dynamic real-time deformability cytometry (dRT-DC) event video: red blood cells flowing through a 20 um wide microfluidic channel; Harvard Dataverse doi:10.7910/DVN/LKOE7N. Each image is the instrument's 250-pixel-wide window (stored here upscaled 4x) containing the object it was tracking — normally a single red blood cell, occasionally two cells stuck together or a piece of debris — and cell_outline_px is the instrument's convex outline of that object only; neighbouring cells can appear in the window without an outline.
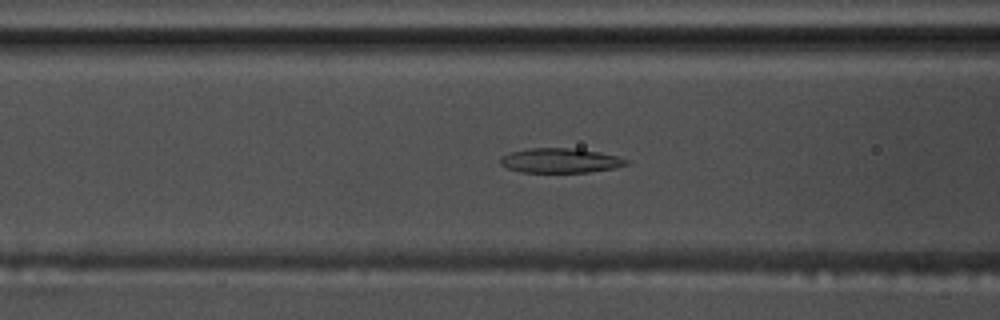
{"species": "common noctule bat (a hibernating species)", "species_latin": "Nyctalus noctula", "temperature_condition": "warm", "stored_images_in_passage": 57, "camera_frame_rate_fps": 3000, "um_per_image_px": 0.085, "animal": {"sex": "male", "body_mass_g": 17.5, "forearm_length_mm": 52.3}, "frame": {"image": 1, "passage_image": 23, "time_ms": 7.333, "image_size_px": [1000, 320], "cell_outline_px": [[632, 160], [628, 164], [616, 168], [588, 172], [520, 172], [508, 168], [500, 164], [500, 156], [512, 152], [528, 148], [568, 148], [600, 152]], "centroid_in_image_um": [47.65, 13.65], "position_along_channel_um": 119.0, "area_um2": 18.09}}
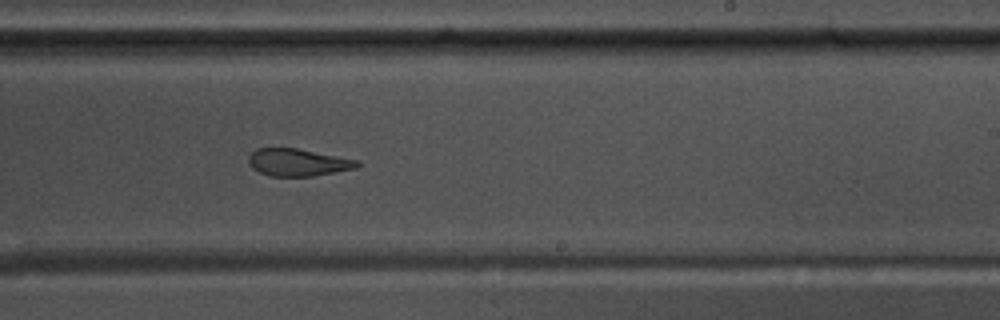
{"frame": {"image": 2, "passage_image": 35, "time_ms": 11.333, "image_size_px": [1000, 320], "cell_outline_px": [[360, 164], [356, 168], [312, 176], [272, 176], [260, 172], [252, 168], [248, 164], [248, 156], [256, 148], [296, 148], [356, 160]], "centroid_in_image_um": [25.26, 13.8], "position_along_channel_um": 263.7, "area_um2": 17.05}}
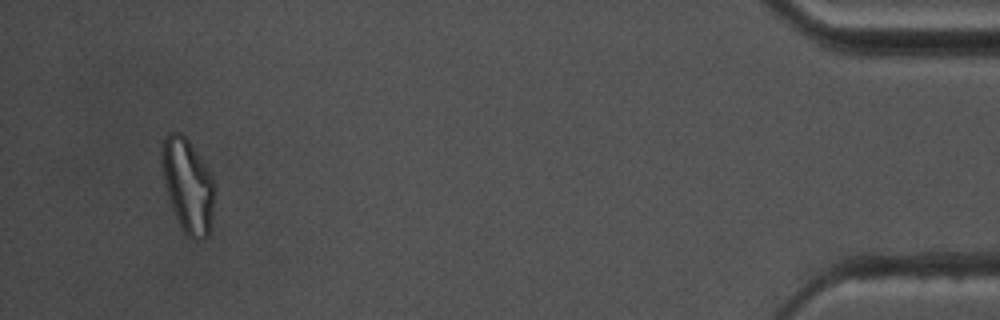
{"frame": {"image": 3, "passage_image": 54, "time_ms": 17.667, "image_size_px": [1000, 320], "cell_outline_px": [[216, 188], [208, 236], [204, 240], [192, 240], [184, 232], [172, 208], [168, 196], [164, 180], [160, 152], [160, 148], [164, 136], [168, 132], [180, 132], [188, 140], [212, 176]], "centroid_in_image_um": [15.96, 15.76], "position_along_channel_um": 419.2, "area_um2": 28.78}, "authors_computed_cell_mechanics": {"area_um2": 21.1548, "velocity_mm_per_s": 3.63, "shape_relaxation_time_tau1_ms": 9.4211, "shape_relaxation_time_tau2_ms": 2.757, "deformation_change_tau1": 0.238, "deformation_change_tau2": 0.0941}}